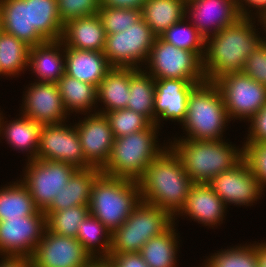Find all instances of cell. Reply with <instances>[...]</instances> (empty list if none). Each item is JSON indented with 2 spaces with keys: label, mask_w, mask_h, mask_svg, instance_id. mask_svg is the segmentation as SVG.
Segmentation results:
<instances>
[{
  "label": "cell",
  "mask_w": 266,
  "mask_h": 267,
  "mask_svg": "<svg viewBox=\"0 0 266 267\" xmlns=\"http://www.w3.org/2000/svg\"><path fill=\"white\" fill-rule=\"evenodd\" d=\"M265 40L266 30L260 20L248 17H241L231 26L209 36L205 40L203 57L206 81L214 82L224 74L242 72L247 58Z\"/></svg>",
  "instance_id": "obj_1"
},
{
  "label": "cell",
  "mask_w": 266,
  "mask_h": 267,
  "mask_svg": "<svg viewBox=\"0 0 266 267\" xmlns=\"http://www.w3.org/2000/svg\"><path fill=\"white\" fill-rule=\"evenodd\" d=\"M141 201L160 207L175 218L184 208L194 182L168 146L138 180Z\"/></svg>",
  "instance_id": "obj_2"
},
{
  "label": "cell",
  "mask_w": 266,
  "mask_h": 267,
  "mask_svg": "<svg viewBox=\"0 0 266 267\" xmlns=\"http://www.w3.org/2000/svg\"><path fill=\"white\" fill-rule=\"evenodd\" d=\"M173 139V140H172ZM168 139V146L180 159L194 183H208L216 175L230 170L244 158V147L229 139Z\"/></svg>",
  "instance_id": "obj_3"
},
{
  "label": "cell",
  "mask_w": 266,
  "mask_h": 267,
  "mask_svg": "<svg viewBox=\"0 0 266 267\" xmlns=\"http://www.w3.org/2000/svg\"><path fill=\"white\" fill-rule=\"evenodd\" d=\"M160 130H162L160 127L151 124L143 131L114 139L110 157L100 169L102 173L138 181L148 165L168 147L166 139L163 143H159Z\"/></svg>",
  "instance_id": "obj_4"
},
{
  "label": "cell",
  "mask_w": 266,
  "mask_h": 267,
  "mask_svg": "<svg viewBox=\"0 0 266 267\" xmlns=\"http://www.w3.org/2000/svg\"><path fill=\"white\" fill-rule=\"evenodd\" d=\"M231 120L223 96L214 82L198 84L188 97L187 113L182 126L181 139L223 140ZM224 137V138H223Z\"/></svg>",
  "instance_id": "obj_5"
},
{
  "label": "cell",
  "mask_w": 266,
  "mask_h": 267,
  "mask_svg": "<svg viewBox=\"0 0 266 267\" xmlns=\"http://www.w3.org/2000/svg\"><path fill=\"white\" fill-rule=\"evenodd\" d=\"M141 202L138 181L101 173L93 183L89 214L113 233Z\"/></svg>",
  "instance_id": "obj_6"
},
{
  "label": "cell",
  "mask_w": 266,
  "mask_h": 267,
  "mask_svg": "<svg viewBox=\"0 0 266 267\" xmlns=\"http://www.w3.org/2000/svg\"><path fill=\"white\" fill-rule=\"evenodd\" d=\"M174 222L164 209L141 201L112 233L109 254L140 252L150 238L166 231Z\"/></svg>",
  "instance_id": "obj_7"
},
{
  "label": "cell",
  "mask_w": 266,
  "mask_h": 267,
  "mask_svg": "<svg viewBox=\"0 0 266 267\" xmlns=\"http://www.w3.org/2000/svg\"><path fill=\"white\" fill-rule=\"evenodd\" d=\"M142 68L155 80L182 79L193 83L206 81L203 60L194 52L180 49L156 37Z\"/></svg>",
  "instance_id": "obj_8"
},
{
  "label": "cell",
  "mask_w": 266,
  "mask_h": 267,
  "mask_svg": "<svg viewBox=\"0 0 266 267\" xmlns=\"http://www.w3.org/2000/svg\"><path fill=\"white\" fill-rule=\"evenodd\" d=\"M156 37L141 17L126 30L106 35L103 53L112 67L142 69Z\"/></svg>",
  "instance_id": "obj_9"
},
{
  "label": "cell",
  "mask_w": 266,
  "mask_h": 267,
  "mask_svg": "<svg viewBox=\"0 0 266 267\" xmlns=\"http://www.w3.org/2000/svg\"><path fill=\"white\" fill-rule=\"evenodd\" d=\"M25 164L20 180L41 211H44L55 195L67 186L68 180L77 170L75 166L60 161L34 159L26 161Z\"/></svg>",
  "instance_id": "obj_10"
},
{
  "label": "cell",
  "mask_w": 266,
  "mask_h": 267,
  "mask_svg": "<svg viewBox=\"0 0 266 267\" xmlns=\"http://www.w3.org/2000/svg\"><path fill=\"white\" fill-rule=\"evenodd\" d=\"M230 120L245 124L266 103V86L242 72L227 73L216 79Z\"/></svg>",
  "instance_id": "obj_11"
},
{
  "label": "cell",
  "mask_w": 266,
  "mask_h": 267,
  "mask_svg": "<svg viewBox=\"0 0 266 267\" xmlns=\"http://www.w3.org/2000/svg\"><path fill=\"white\" fill-rule=\"evenodd\" d=\"M36 159L60 161L77 169L92 167L85 160L76 126L69 120L42 125Z\"/></svg>",
  "instance_id": "obj_12"
},
{
  "label": "cell",
  "mask_w": 266,
  "mask_h": 267,
  "mask_svg": "<svg viewBox=\"0 0 266 267\" xmlns=\"http://www.w3.org/2000/svg\"><path fill=\"white\" fill-rule=\"evenodd\" d=\"M207 184L227 207L232 204L236 207L254 206L265 194L244 158L230 170L216 175Z\"/></svg>",
  "instance_id": "obj_13"
},
{
  "label": "cell",
  "mask_w": 266,
  "mask_h": 267,
  "mask_svg": "<svg viewBox=\"0 0 266 267\" xmlns=\"http://www.w3.org/2000/svg\"><path fill=\"white\" fill-rule=\"evenodd\" d=\"M46 227V215L41 210L0 221V256L31 257Z\"/></svg>",
  "instance_id": "obj_14"
},
{
  "label": "cell",
  "mask_w": 266,
  "mask_h": 267,
  "mask_svg": "<svg viewBox=\"0 0 266 267\" xmlns=\"http://www.w3.org/2000/svg\"><path fill=\"white\" fill-rule=\"evenodd\" d=\"M30 258L33 267H86L94 260L76 238L55 234L47 227Z\"/></svg>",
  "instance_id": "obj_15"
},
{
  "label": "cell",
  "mask_w": 266,
  "mask_h": 267,
  "mask_svg": "<svg viewBox=\"0 0 266 267\" xmlns=\"http://www.w3.org/2000/svg\"><path fill=\"white\" fill-rule=\"evenodd\" d=\"M25 87L20 113L41 125L62 123L71 119L64 109L56 83L31 81Z\"/></svg>",
  "instance_id": "obj_16"
},
{
  "label": "cell",
  "mask_w": 266,
  "mask_h": 267,
  "mask_svg": "<svg viewBox=\"0 0 266 267\" xmlns=\"http://www.w3.org/2000/svg\"><path fill=\"white\" fill-rule=\"evenodd\" d=\"M241 17L237 0H189L186 2L185 19L205 40L223 28L236 23Z\"/></svg>",
  "instance_id": "obj_17"
},
{
  "label": "cell",
  "mask_w": 266,
  "mask_h": 267,
  "mask_svg": "<svg viewBox=\"0 0 266 267\" xmlns=\"http://www.w3.org/2000/svg\"><path fill=\"white\" fill-rule=\"evenodd\" d=\"M73 120L85 160L101 169L108 161L114 143V136L108 118L104 114H83Z\"/></svg>",
  "instance_id": "obj_18"
},
{
  "label": "cell",
  "mask_w": 266,
  "mask_h": 267,
  "mask_svg": "<svg viewBox=\"0 0 266 267\" xmlns=\"http://www.w3.org/2000/svg\"><path fill=\"white\" fill-rule=\"evenodd\" d=\"M198 84L182 79L155 80V125L162 129L163 121L168 120L181 125L186 117L188 97Z\"/></svg>",
  "instance_id": "obj_19"
},
{
  "label": "cell",
  "mask_w": 266,
  "mask_h": 267,
  "mask_svg": "<svg viewBox=\"0 0 266 267\" xmlns=\"http://www.w3.org/2000/svg\"><path fill=\"white\" fill-rule=\"evenodd\" d=\"M227 206L207 183H194L187 196L184 208L174 218L194 221L207 229H215L226 220ZM185 217V218H184Z\"/></svg>",
  "instance_id": "obj_20"
},
{
  "label": "cell",
  "mask_w": 266,
  "mask_h": 267,
  "mask_svg": "<svg viewBox=\"0 0 266 267\" xmlns=\"http://www.w3.org/2000/svg\"><path fill=\"white\" fill-rule=\"evenodd\" d=\"M16 117L7 120L2 110L0 116V140H5L6 144H9L14 151L26 154L27 159L25 161L34 160L37 155L42 125L22 113H19Z\"/></svg>",
  "instance_id": "obj_21"
},
{
  "label": "cell",
  "mask_w": 266,
  "mask_h": 267,
  "mask_svg": "<svg viewBox=\"0 0 266 267\" xmlns=\"http://www.w3.org/2000/svg\"><path fill=\"white\" fill-rule=\"evenodd\" d=\"M28 71L36 82L56 83L65 74L64 44L46 41L29 49Z\"/></svg>",
  "instance_id": "obj_22"
},
{
  "label": "cell",
  "mask_w": 266,
  "mask_h": 267,
  "mask_svg": "<svg viewBox=\"0 0 266 267\" xmlns=\"http://www.w3.org/2000/svg\"><path fill=\"white\" fill-rule=\"evenodd\" d=\"M61 41L69 48L104 52L106 32L98 14H93L64 24Z\"/></svg>",
  "instance_id": "obj_23"
},
{
  "label": "cell",
  "mask_w": 266,
  "mask_h": 267,
  "mask_svg": "<svg viewBox=\"0 0 266 267\" xmlns=\"http://www.w3.org/2000/svg\"><path fill=\"white\" fill-rule=\"evenodd\" d=\"M64 55L65 73L96 87L112 68L103 52L64 46Z\"/></svg>",
  "instance_id": "obj_24"
},
{
  "label": "cell",
  "mask_w": 266,
  "mask_h": 267,
  "mask_svg": "<svg viewBox=\"0 0 266 267\" xmlns=\"http://www.w3.org/2000/svg\"><path fill=\"white\" fill-rule=\"evenodd\" d=\"M0 29L30 47L46 42L36 30H30V0H0Z\"/></svg>",
  "instance_id": "obj_25"
},
{
  "label": "cell",
  "mask_w": 266,
  "mask_h": 267,
  "mask_svg": "<svg viewBox=\"0 0 266 267\" xmlns=\"http://www.w3.org/2000/svg\"><path fill=\"white\" fill-rule=\"evenodd\" d=\"M101 173L95 167L77 169L68 180L67 186L55 195L51 204L43 211L46 217L54 211L89 205L93 183Z\"/></svg>",
  "instance_id": "obj_26"
},
{
  "label": "cell",
  "mask_w": 266,
  "mask_h": 267,
  "mask_svg": "<svg viewBox=\"0 0 266 267\" xmlns=\"http://www.w3.org/2000/svg\"><path fill=\"white\" fill-rule=\"evenodd\" d=\"M129 97L130 68L112 67L97 86V113L105 115L110 111L127 108Z\"/></svg>",
  "instance_id": "obj_27"
},
{
  "label": "cell",
  "mask_w": 266,
  "mask_h": 267,
  "mask_svg": "<svg viewBox=\"0 0 266 267\" xmlns=\"http://www.w3.org/2000/svg\"><path fill=\"white\" fill-rule=\"evenodd\" d=\"M64 109L71 117L97 113V87L66 73L56 82ZM79 114V115H78Z\"/></svg>",
  "instance_id": "obj_28"
},
{
  "label": "cell",
  "mask_w": 266,
  "mask_h": 267,
  "mask_svg": "<svg viewBox=\"0 0 266 267\" xmlns=\"http://www.w3.org/2000/svg\"><path fill=\"white\" fill-rule=\"evenodd\" d=\"M177 225L174 222L166 231L150 238L143 245L140 254L148 267H178L177 254L180 251L181 237Z\"/></svg>",
  "instance_id": "obj_29"
},
{
  "label": "cell",
  "mask_w": 266,
  "mask_h": 267,
  "mask_svg": "<svg viewBox=\"0 0 266 267\" xmlns=\"http://www.w3.org/2000/svg\"><path fill=\"white\" fill-rule=\"evenodd\" d=\"M184 0H147L141 10L145 23L160 37L171 26L185 18Z\"/></svg>",
  "instance_id": "obj_30"
},
{
  "label": "cell",
  "mask_w": 266,
  "mask_h": 267,
  "mask_svg": "<svg viewBox=\"0 0 266 267\" xmlns=\"http://www.w3.org/2000/svg\"><path fill=\"white\" fill-rule=\"evenodd\" d=\"M38 210L20 179L0 186V221L34 215Z\"/></svg>",
  "instance_id": "obj_31"
},
{
  "label": "cell",
  "mask_w": 266,
  "mask_h": 267,
  "mask_svg": "<svg viewBox=\"0 0 266 267\" xmlns=\"http://www.w3.org/2000/svg\"><path fill=\"white\" fill-rule=\"evenodd\" d=\"M30 46L0 29V79L19 78L28 70Z\"/></svg>",
  "instance_id": "obj_32"
},
{
  "label": "cell",
  "mask_w": 266,
  "mask_h": 267,
  "mask_svg": "<svg viewBox=\"0 0 266 267\" xmlns=\"http://www.w3.org/2000/svg\"><path fill=\"white\" fill-rule=\"evenodd\" d=\"M155 79L143 69L130 68V97L127 108L155 124Z\"/></svg>",
  "instance_id": "obj_33"
},
{
  "label": "cell",
  "mask_w": 266,
  "mask_h": 267,
  "mask_svg": "<svg viewBox=\"0 0 266 267\" xmlns=\"http://www.w3.org/2000/svg\"><path fill=\"white\" fill-rule=\"evenodd\" d=\"M63 27L57 0H30V30H36L46 41H58Z\"/></svg>",
  "instance_id": "obj_34"
},
{
  "label": "cell",
  "mask_w": 266,
  "mask_h": 267,
  "mask_svg": "<svg viewBox=\"0 0 266 267\" xmlns=\"http://www.w3.org/2000/svg\"><path fill=\"white\" fill-rule=\"evenodd\" d=\"M112 233L96 217L88 214L80 223L76 239L93 259H106Z\"/></svg>",
  "instance_id": "obj_35"
},
{
  "label": "cell",
  "mask_w": 266,
  "mask_h": 267,
  "mask_svg": "<svg viewBox=\"0 0 266 267\" xmlns=\"http://www.w3.org/2000/svg\"><path fill=\"white\" fill-rule=\"evenodd\" d=\"M238 244L204 256V264L207 267H259L258 242Z\"/></svg>",
  "instance_id": "obj_36"
},
{
  "label": "cell",
  "mask_w": 266,
  "mask_h": 267,
  "mask_svg": "<svg viewBox=\"0 0 266 267\" xmlns=\"http://www.w3.org/2000/svg\"><path fill=\"white\" fill-rule=\"evenodd\" d=\"M160 37L177 48L194 51L203 60L205 39L185 18L171 26Z\"/></svg>",
  "instance_id": "obj_37"
},
{
  "label": "cell",
  "mask_w": 266,
  "mask_h": 267,
  "mask_svg": "<svg viewBox=\"0 0 266 267\" xmlns=\"http://www.w3.org/2000/svg\"><path fill=\"white\" fill-rule=\"evenodd\" d=\"M88 214L89 205L54 211L46 217V226L55 234L76 238L79 225Z\"/></svg>",
  "instance_id": "obj_38"
},
{
  "label": "cell",
  "mask_w": 266,
  "mask_h": 267,
  "mask_svg": "<svg viewBox=\"0 0 266 267\" xmlns=\"http://www.w3.org/2000/svg\"><path fill=\"white\" fill-rule=\"evenodd\" d=\"M108 118L114 139L147 129L152 123L142 114L129 108L110 111Z\"/></svg>",
  "instance_id": "obj_39"
},
{
  "label": "cell",
  "mask_w": 266,
  "mask_h": 267,
  "mask_svg": "<svg viewBox=\"0 0 266 267\" xmlns=\"http://www.w3.org/2000/svg\"><path fill=\"white\" fill-rule=\"evenodd\" d=\"M97 14L101 19L106 35L122 32L142 17L139 9L113 7H100Z\"/></svg>",
  "instance_id": "obj_40"
},
{
  "label": "cell",
  "mask_w": 266,
  "mask_h": 267,
  "mask_svg": "<svg viewBox=\"0 0 266 267\" xmlns=\"http://www.w3.org/2000/svg\"><path fill=\"white\" fill-rule=\"evenodd\" d=\"M58 12L62 24L68 21L97 14L100 0H57Z\"/></svg>",
  "instance_id": "obj_41"
},
{
  "label": "cell",
  "mask_w": 266,
  "mask_h": 267,
  "mask_svg": "<svg viewBox=\"0 0 266 267\" xmlns=\"http://www.w3.org/2000/svg\"><path fill=\"white\" fill-rule=\"evenodd\" d=\"M244 159L266 191V143L243 145Z\"/></svg>",
  "instance_id": "obj_42"
},
{
  "label": "cell",
  "mask_w": 266,
  "mask_h": 267,
  "mask_svg": "<svg viewBox=\"0 0 266 267\" xmlns=\"http://www.w3.org/2000/svg\"><path fill=\"white\" fill-rule=\"evenodd\" d=\"M242 73L266 86V40L247 58Z\"/></svg>",
  "instance_id": "obj_43"
},
{
  "label": "cell",
  "mask_w": 266,
  "mask_h": 267,
  "mask_svg": "<svg viewBox=\"0 0 266 267\" xmlns=\"http://www.w3.org/2000/svg\"><path fill=\"white\" fill-rule=\"evenodd\" d=\"M249 126L245 132L242 145H252L266 143V103L264 106L247 122ZM245 139V140H244Z\"/></svg>",
  "instance_id": "obj_44"
},
{
  "label": "cell",
  "mask_w": 266,
  "mask_h": 267,
  "mask_svg": "<svg viewBox=\"0 0 266 267\" xmlns=\"http://www.w3.org/2000/svg\"><path fill=\"white\" fill-rule=\"evenodd\" d=\"M105 260L110 267H148L140 252L109 254Z\"/></svg>",
  "instance_id": "obj_45"
},
{
  "label": "cell",
  "mask_w": 266,
  "mask_h": 267,
  "mask_svg": "<svg viewBox=\"0 0 266 267\" xmlns=\"http://www.w3.org/2000/svg\"><path fill=\"white\" fill-rule=\"evenodd\" d=\"M242 17L260 19L266 13V0H237Z\"/></svg>",
  "instance_id": "obj_46"
},
{
  "label": "cell",
  "mask_w": 266,
  "mask_h": 267,
  "mask_svg": "<svg viewBox=\"0 0 266 267\" xmlns=\"http://www.w3.org/2000/svg\"><path fill=\"white\" fill-rule=\"evenodd\" d=\"M147 0H100V7L142 10Z\"/></svg>",
  "instance_id": "obj_47"
},
{
  "label": "cell",
  "mask_w": 266,
  "mask_h": 267,
  "mask_svg": "<svg viewBox=\"0 0 266 267\" xmlns=\"http://www.w3.org/2000/svg\"><path fill=\"white\" fill-rule=\"evenodd\" d=\"M0 267H33L30 257L0 256Z\"/></svg>",
  "instance_id": "obj_48"
},
{
  "label": "cell",
  "mask_w": 266,
  "mask_h": 267,
  "mask_svg": "<svg viewBox=\"0 0 266 267\" xmlns=\"http://www.w3.org/2000/svg\"><path fill=\"white\" fill-rule=\"evenodd\" d=\"M258 240V262L259 267H266V241L263 239ZM264 241V242H263Z\"/></svg>",
  "instance_id": "obj_49"
},
{
  "label": "cell",
  "mask_w": 266,
  "mask_h": 267,
  "mask_svg": "<svg viewBox=\"0 0 266 267\" xmlns=\"http://www.w3.org/2000/svg\"><path fill=\"white\" fill-rule=\"evenodd\" d=\"M86 267H110V265L105 259H94Z\"/></svg>",
  "instance_id": "obj_50"
},
{
  "label": "cell",
  "mask_w": 266,
  "mask_h": 267,
  "mask_svg": "<svg viewBox=\"0 0 266 267\" xmlns=\"http://www.w3.org/2000/svg\"><path fill=\"white\" fill-rule=\"evenodd\" d=\"M259 20L262 27L266 30V13Z\"/></svg>",
  "instance_id": "obj_51"
},
{
  "label": "cell",
  "mask_w": 266,
  "mask_h": 267,
  "mask_svg": "<svg viewBox=\"0 0 266 267\" xmlns=\"http://www.w3.org/2000/svg\"><path fill=\"white\" fill-rule=\"evenodd\" d=\"M202 265V266H201ZM197 267V266H196ZM198 267H207L203 262Z\"/></svg>",
  "instance_id": "obj_52"
}]
</instances>
